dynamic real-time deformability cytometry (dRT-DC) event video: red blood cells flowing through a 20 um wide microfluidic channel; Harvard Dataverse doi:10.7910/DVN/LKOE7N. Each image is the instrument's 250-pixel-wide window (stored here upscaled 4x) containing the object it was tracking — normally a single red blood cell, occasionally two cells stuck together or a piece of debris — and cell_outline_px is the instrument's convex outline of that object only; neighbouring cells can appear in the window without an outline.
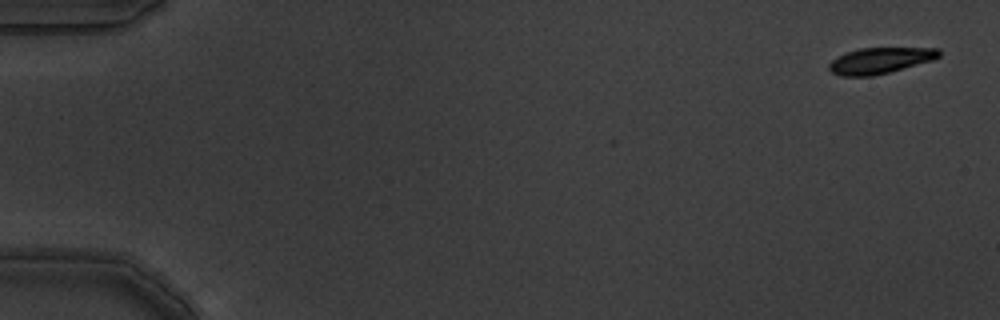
{"species": "common noctule bat (a hibernating species)", "species_latin": "Nyctalus noctula", "temperature_condition": "warm", "stored_images_in_passage": 5, "camera_frame_rate_fps": 3000, "um_per_image_px": 0.085, "animal": {"sex": "male", "body_mass_g": 19.5, "forearm_length_mm": 54.6}, "frame": {"image": 1, "passage_image": 1, "time_ms": 0.0, "image_size_px": [1000, 320], "cell_outline_px": [[940, 56], [932, 60], [888, 72], [872, 76], [840, 76], [832, 72], [828, 68], [828, 64], [832, 60], [848, 52], [860, 48], [940, 48]], "centroid_in_image_um": [74.8, 5.14], "position_along_channel_um": 10.2, "area_um2": 16.42}}
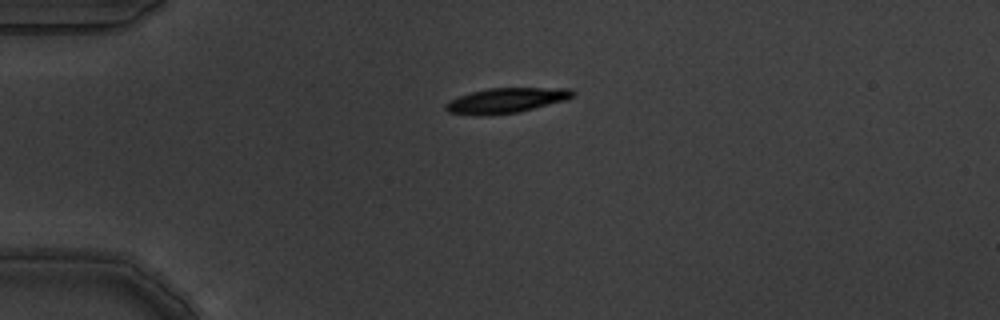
{"frame": {"image": 2, "passage_image": 4, "time_ms": 1.0, "image_size_px": [1000, 320], "cell_outline_px": [[576, 92], [572, 96], [564, 100], [520, 112], [488, 116], [476, 116], [448, 112], [444, 108], [444, 104], [460, 96], [472, 92], [488, 88], [568, 88]], "centroid_in_image_um": [42.99, 8.55], "position_along_channel_um": 42.0, "area_um2": 18.55}}